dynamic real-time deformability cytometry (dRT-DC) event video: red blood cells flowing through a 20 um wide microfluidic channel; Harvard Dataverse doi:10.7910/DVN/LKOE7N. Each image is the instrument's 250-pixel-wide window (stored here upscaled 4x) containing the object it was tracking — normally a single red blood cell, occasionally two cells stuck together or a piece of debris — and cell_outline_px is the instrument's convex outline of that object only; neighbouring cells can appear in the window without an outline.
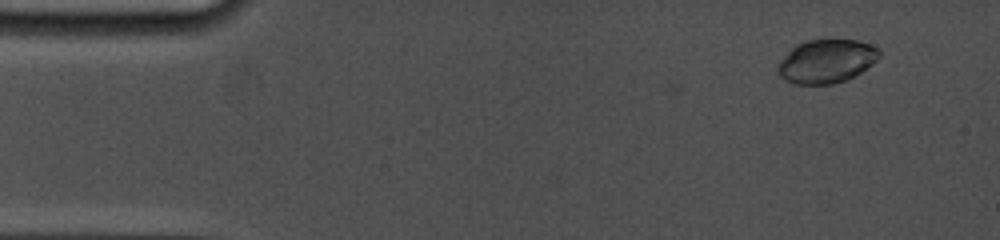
{"species": "common noctule bat (a hibernating species)", "species_latin": "Nyctalus noctula", "temperature_condition": "cold", "stored_images_in_passage": 3, "camera_frame_rate_fps": 5000, "um_per_image_px": 0.085, "animal": {"sex": "female", "body_mass_g": 19.0, "forearm_length_mm": 53.3}, "frame": {"image": 1, "passage_image": 3, "time_ms": 1.0, "image_size_px": [1000, 240], "cell_outline_px": [[880, 56], [872, 64], [860, 72], [844, 80], [832, 84], [796, 84], [784, 80], [780, 76], [776, 68], [776, 64], [796, 44], [808, 40], [856, 40], [868, 44], [876, 48], [880, 52]], "centroid_in_image_um": [70.2, 5.21], "position_along_channel_um": 14.8, "area_um2": 25.49}}